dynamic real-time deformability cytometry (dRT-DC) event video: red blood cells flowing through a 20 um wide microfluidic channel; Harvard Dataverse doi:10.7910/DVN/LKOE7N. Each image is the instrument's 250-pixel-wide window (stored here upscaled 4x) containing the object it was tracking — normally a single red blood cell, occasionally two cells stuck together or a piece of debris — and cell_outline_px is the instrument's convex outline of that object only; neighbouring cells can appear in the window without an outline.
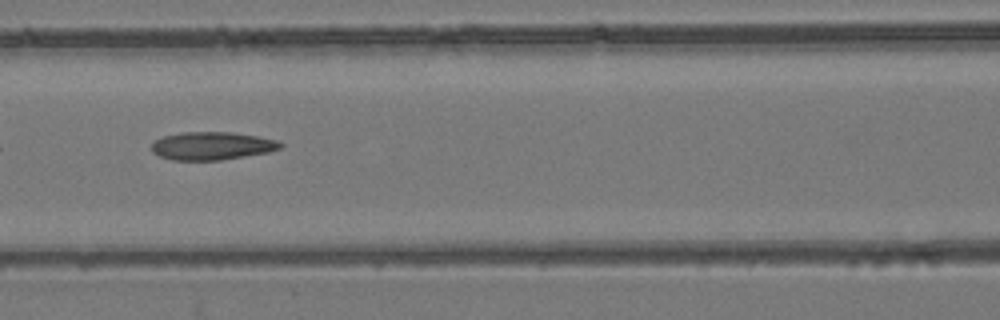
{"species": "common noctule bat (a hibernating species)", "species_latin": "Nyctalus noctula", "temperature_condition": "room temperature", "stored_images_in_passage": 9, "camera_frame_rate_fps": 3000, "um_per_image_px": 0.085, "animal": {"sex": "female", "body_mass_g": 24.6, "forearm_length_mm": 56.2}, "frame": {"image": 1, "passage_image": 5, "time_ms": 1.333, "image_size_px": [1000, 320], "cell_outline_px": [[284, 144], [280, 148], [268, 152], [220, 160], [172, 160], [160, 156], [152, 152], [152, 144], [156, 140], [164, 136], [184, 132], [232, 132], [256, 136], [276, 140]], "centroid_in_image_um": [18.01, 12.4], "position_along_channel_um": 148.6, "area_um2": 20.81}}
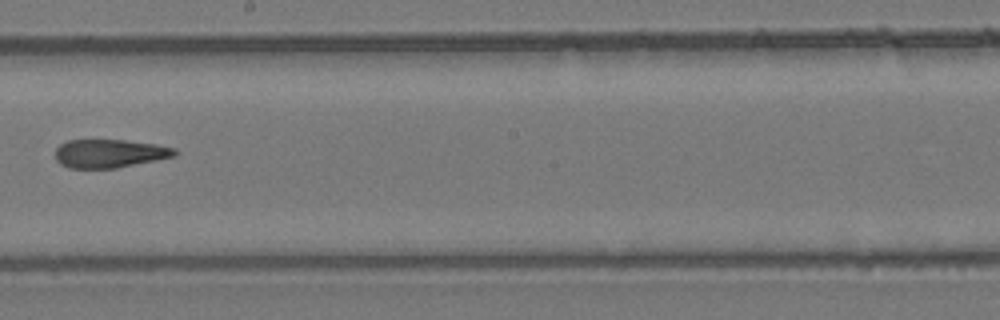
{"frame": {"image": 2, "passage_image": 7, "time_ms": 2.0, "image_size_px": [1000, 320], "cell_outline_px": [[180, 152], [176, 156], [116, 168], [68, 168], [60, 164], [56, 160], [56, 148], [60, 144], [68, 140], [124, 140], [156, 144], [176, 148]], "centroid_in_image_um": [9.34, 13.04], "position_along_channel_um": 238.9, "area_um2": 19.88}}
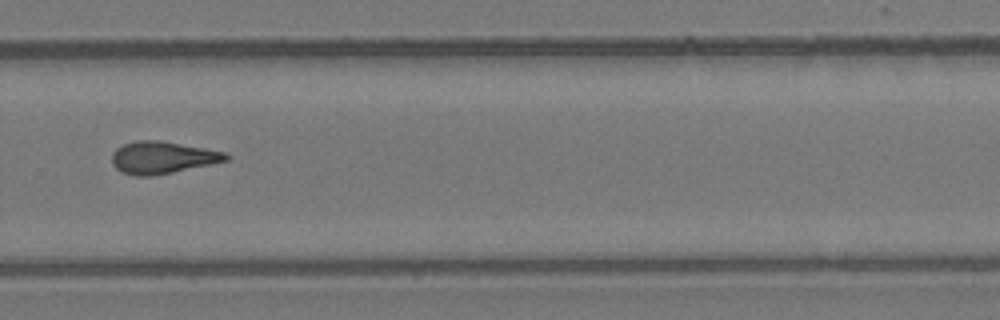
{"frame": {"image": 3, "passage_image": 9, "time_ms": 2.667, "image_size_px": [1000, 320], "cell_outline_px": [[232, 156], [228, 160], [172, 172], [152, 176], [132, 176], [120, 172], [112, 164], [112, 152], [116, 148], [124, 144], [136, 140], [160, 140], [228, 152]], "centroid_in_image_um": [13.8, 13.39], "position_along_channel_um": 316.0, "area_um2": 21.56}}